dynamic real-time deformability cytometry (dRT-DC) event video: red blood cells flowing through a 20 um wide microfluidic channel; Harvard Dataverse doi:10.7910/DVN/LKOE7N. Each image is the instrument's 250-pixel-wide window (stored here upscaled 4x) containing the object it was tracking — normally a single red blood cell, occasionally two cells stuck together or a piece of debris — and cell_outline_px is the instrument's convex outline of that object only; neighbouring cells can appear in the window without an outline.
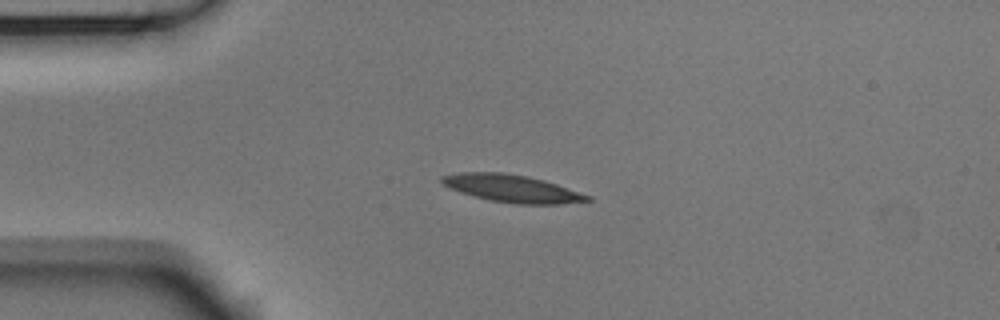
{"species": "Egyptian fruit bat (a non-hibernating species)", "species_latin": "Rousettus aegyptiacus", "temperature_condition": "room temperature", "stored_images_in_passage": 5, "camera_frame_rate_fps": 3000, "um_per_image_px": 0.085, "animal": {"sex": "male"}, "frame": {"image": 1, "passage_image": 3, "time_ms": 0.667, "image_size_px": [1000, 320], "cell_outline_px": [[592, 200], [560, 204], [516, 204], [488, 200], [472, 196], [460, 192], [444, 184], [440, 180], [440, 176], [460, 172], [504, 172], [528, 176], [544, 180], [592, 196]], "centroid_in_image_um": [43.52, 16.02], "position_along_channel_um": 41.5, "area_um2": 23.35}}
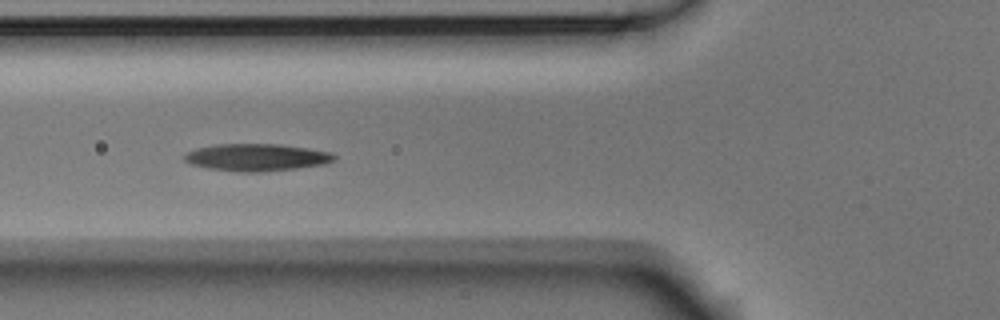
{"frame": {"image": 2, "passage_image": 5, "time_ms": 1.333, "image_size_px": [1000, 320], "cell_outline_px": [[336, 160], [324, 164], [296, 168], [260, 172], [240, 172], [208, 168], [192, 164], [184, 160], [184, 156], [188, 152], [196, 148], [216, 144], [280, 144], [308, 148], [332, 152], [336, 156]], "centroid_in_image_um": [21.84, 13.37], "position_along_channel_um": 104.0, "area_um2": 23.76}}